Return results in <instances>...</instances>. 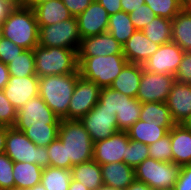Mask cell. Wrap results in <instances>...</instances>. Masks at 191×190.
<instances>
[{
	"instance_id": "6da1fadb",
	"label": "cell",
	"mask_w": 191,
	"mask_h": 190,
	"mask_svg": "<svg viewBox=\"0 0 191 190\" xmlns=\"http://www.w3.org/2000/svg\"><path fill=\"white\" fill-rule=\"evenodd\" d=\"M60 121L38 95L17 111L14 127L38 147H47L58 138Z\"/></svg>"
},
{
	"instance_id": "7a4b0ae2",
	"label": "cell",
	"mask_w": 191,
	"mask_h": 190,
	"mask_svg": "<svg viewBox=\"0 0 191 190\" xmlns=\"http://www.w3.org/2000/svg\"><path fill=\"white\" fill-rule=\"evenodd\" d=\"M1 25V35L25 50H33L39 44V27L34 9L27 5H15Z\"/></svg>"
},
{
	"instance_id": "3957f363",
	"label": "cell",
	"mask_w": 191,
	"mask_h": 190,
	"mask_svg": "<svg viewBox=\"0 0 191 190\" xmlns=\"http://www.w3.org/2000/svg\"><path fill=\"white\" fill-rule=\"evenodd\" d=\"M79 76L70 73L39 78V96L59 119L68 120V106Z\"/></svg>"
},
{
	"instance_id": "277c9868",
	"label": "cell",
	"mask_w": 191,
	"mask_h": 190,
	"mask_svg": "<svg viewBox=\"0 0 191 190\" xmlns=\"http://www.w3.org/2000/svg\"><path fill=\"white\" fill-rule=\"evenodd\" d=\"M58 138L65 146L66 161L73 166L93 160L94 142L80 120L61 119Z\"/></svg>"
},
{
	"instance_id": "5b68a950",
	"label": "cell",
	"mask_w": 191,
	"mask_h": 190,
	"mask_svg": "<svg viewBox=\"0 0 191 190\" xmlns=\"http://www.w3.org/2000/svg\"><path fill=\"white\" fill-rule=\"evenodd\" d=\"M36 75L40 77L79 73L77 51L60 47H42L33 49Z\"/></svg>"
},
{
	"instance_id": "8992f818",
	"label": "cell",
	"mask_w": 191,
	"mask_h": 190,
	"mask_svg": "<svg viewBox=\"0 0 191 190\" xmlns=\"http://www.w3.org/2000/svg\"><path fill=\"white\" fill-rule=\"evenodd\" d=\"M81 77L95 82L100 88L110 87L128 63L124 54L97 57H77Z\"/></svg>"
},
{
	"instance_id": "52a82bcc",
	"label": "cell",
	"mask_w": 191,
	"mask_h": 190,
	"mask_svg": "<svg viewBox=\"0 0 191 190\" xmlns=\"http://www.w3.org/2000/svg\"><path fill=\"white\" fill-rule=\"evenodd\" d=\"M181 167L149 157L135 167V180L144 182L153 190L171 189L179 178Z\"/></svg>"
},
{
	"instance_id": "ba28073f",
	"label": "cell",
	"mask_w": 191,
	"mask_h": 190,
	"mask_svg": "<svg viewBox=\"0 0 191 190\" xmlns=\"http://www.w3.org/2000/svg\"><path fill=\"white\" fill-rule=\"evenodd\" d=\"M13 162H28L49 167L47 147H38L15 127H9L4 152Z\"/></svg>"
},
{
	"instance_id": "9c48e42d",
	"label": "cell",
	"mask_w": 191,
	"mask_h": 190,
	"mask_svg": "<svg viewBox=\"0 0 191 190\" xmlns=\"http://www.w3.org/2000/svg\"><path fill=\"white\" fill-rule=\"evenodd\" d=\"M80 41L76 17L39 27V45L42 47H60L78 51Z\"/></svg>"
},
{
	"instance_id": "30bf717a",
	"label": "cell",
	"mask_w": 191,
	"mask_h": 190,
	"mask_svg": "<svg viewBox=\"0 0 191 190\" xmlns=\"http://www.w3.org/2000/svg\"><path fill=\"white\" fill-rule=\"evenodd\" d=\"M175 77L169 74H157L143 69L136 99L142 103H165L171 91Z\"/></svg>"
},
{
	"instance_id": "8fae6325",
	"label": "cell",
	"mask_w": 191,
	"mask_h": 190,
	"mask_svg": "<svg viewBox=\"0 0 191 190\" xmlns=\"http://www.w3.org/2000/svg\"><path fill=\"white\" fill-rule=\"evenodd\" d=\"M100 90L95 82L79 76L68 106V120H80L96 106Z\"/></svg>"
},
{
	"instance_id": "7c38bea8",
	"label": "cell",
	"mask_w": 191,
	"mask_h": 190,
	"mask_svg": "<svg viewBox=\"0 0 191 190\" xmlns=\"http://www.w3.org/2000/svg\"><path fill=\"white\" fill-rule=\"evenodd\" d=\"M184 55L183 49L173 41L160 45L143 64V69L157 74H169L175 77Z\"/></svg>"
},
{
	"instance_id": "4fadbf2b",
	"label": "cell",
	"mask_w": 191,
	"mask_h": 190,
	"mask_svg": "<svg viewBox=\"0 0 191 190\" xmlns=\"http://www.w3.org/2000/svg\"><path fill=\"white\" fill-rule=\"evenodd\" d=\"M129 141L126 131H118L109 138L94 142L93 160L99 165L113 162H124L126 164Z\"/></svg>"
},
{
	"instance_id": "5bb4252c",
	"label": "cell",
	"mask_w": 191,
	"mask_h": 190,
	"mask_svg": "<svg viewBox=\"0 0 191 190\" xmlns=\"http://www.w3.org/2000/svg\"><path fill=\"white\" fill-rule=\"evenodd\" d=\"M80 122L93 142L109 138L119 131L116 115L106 109L94 106Z\"/></svg>"
},
{
	"instance_id": "9a60e30c",
	"label": "cell",
	"mask_w": 191,
	"mask_h": 190,
	"mask_svg": "<svg viewBox=\"0 0 191 190\" xmlns=\"http://www.w3.org/2000/svg\"><path fill=\"white\" fill-rule=\"evenodd\" d=\"M38 86V76H10L7 85L3 89V92L12 106L18 111L30 99L39 95Z\"/></svg>"
},
{
	"instance_id": "2e32d148",
	"label": "cell",
	"mask_w": 191,
	"mask_h": 190,
	"mask_svg": "<svg viewBox=\"0 0 191 190\" xmlns=\"http://www.w3.org/2000/svg\"><path fill=\"white\" fill-rule=\"evenodd\" d=\"M76 19L81 39L107 32L109 15L97 0H94Z\"/></svg>"
},
{
	"instance_id": "e0dca14e",
	"label": "cell",
	"mask_w": 191,
	"mask_h": 190,
	"mask_svg": "<svg viewBox=\"0 0 191 190\" xmlns=\"http://www.w3.org/2000/svg\"><path fill=\"white\" fill-rule=\"evenodd\" d=\"M123 54L121 45L109 32L81 39L77 57H97Z\"/></svg>"
},
{
	"instance_id": "ac0fdd59",
	"label": "cell",
	"mask_w": 191,
	"mask_h": 190,
	"mask_svg": "<svg viewBox=\"0 0 191 190\" xmlns=\"http://www.w3.org/2000/svg\"><path fill=\"white\" fill-rule=\"evenodd\" d=\"M165 103L173 121L182 124L191 115V85L175 81Z\"/></svg>"
},
{
	"instance_id": "d6986e66",
	"label": "cell",
	"mask_w": 191,
	"mask_h": 190,
	"mask_svg": "<svg viewBox=\"0 0 191 190\" xmlns=\"http://www.w3.org/2000/svg\"><path fill=\"white\" fill-rule=\"evenodd\" d=\"M159 46L148 39L142 30H136L123 45V54L128 63L142 65L158 50Z\"/></svg>"
},
{
	"instance_id": "ffe728a7",
	"label": "cell",
	"mask_w": 191,
	"mask_h": 190,
	"mask_svg": "<svg viewBox=\"0 0 191 190\" xmlns=\"http://www.w3.org/2000/svg\"><path fill=\"white\" fill-rule=\"evenodd\" d=\"M172 162L180 166L191 163V132L182 124H175L170 130Z\"/></svg>"
},
{
	"instance_id": "44dd1931",
	"label": "cell",
	"mask_w": 191,
	"mask_h": 190,
	"mask_svg": "<svg viewBox=\"0 0 191 190\" xmlns=\"http://www.w3.org/2000/svg\"><path fill=\"white\" fill-rule=\"evenodd\" d=\"M100 166L104 185L125 190L135 180V168L124 162H113Z\"/></svg>"
},
{
	"instance_id": "7402d4cb",
	"label": "cell",
	"mask_w": 191,
	"mask_h": 190,
	"mask_svg": "<svg viewBox=\"0 0 191 190\" xmlns=\"http://www.w3.org/2000/svg\"><path fill=\"white\" fill-rule=\"evenodd\" d=\"M32 8L37 18L38 27L56 24L73 17L62 0L44 1L35 4Z\"/></svg>"
},
{
	"instance_id": "603a6c76",
	"label": "cell",
	"mask_w": 191,
	"mask_h": 190,
	"mask_svg": "<svg viewBox=\"0 0 191 190\" xmlns=\"http://www.w3.org/2000/svg\"><path fill=\"white\" fill-rule=\"evenodd\" d=\"M142 71L143 66L141 64L127 63L112 82L110 88L119 91L121 94L136 98Z\"/></svg>"
},
{
	"instance_id": "cb8c5ba5",
	"label": "cell",
	"mask_w": 191,
	"mask_h": 190,
	"mask_svg": "<svg viewBox=\"0 0 191 190\" xmlns=\"http://www.w3.org/2000/svg\"><path fill=\"white\" fill-rule=\"evenodd\" d=\"M173 127H160L157 124L146 123L138 120L126 132L130 140L139 141L145 145H150L166 136Z\"/></svg>"
},
{
	"instance_id": "d4e9b609",
	"label": "cell",
	"mask_w": 191,
	"mask_h": 190,
	"mask_svg": "<svg viewBox=\"0 0 191 190\" xmlns=\"http://www.w3.org/2000/svg\"><path fill=\"white\" fill-rule=\"evenodd\" d=\"M71 176L89 190H96L103 185L101 166L94 160L74 165Z\"/></svg>"
},
{
	"instance_id": "484cf974",
	"label": "cell",
	"mask_w": 191,
	"mask_h": 190,
	"mask_svg": "<svg viewBox=\"0 0 191 190\" xmlns=\"http://www.w3.org/2000/svg\"><path fill=\"white\" fill-rule=\"evenodd\" d=\"M43 168L28 162H14L13 177L15 188L29 189L41 183Z\"/></svg>"
},
{
	"instance_id": "4316f807",
	"label": "cell",
	"mask_w": 191,
	"mask_h": 190,
	"mask_svg": "<svg viewBox=\"0 0 191 190\" xmlns=\"http://www.w3.org/2000/svg\"><path fill=\"white\" fill-rule=\"evenodd\" d=\"M140 120L160 127H173L176 124L166 103L162 102L142 103Z\"/></svg>"
},
{
	"instance_id": "83f0119b",
	"label": "cell",
	"mask_w": 191,
	"mask_h": 190,
	"mask_svg": "<svg viewBox=\"0 0 191 190\" xmlns=\"http://www.w3.org/2000/svg\"><path fill=\"white\" fill-rule=\"evenodd\" d=\"M172 41L184 52H191V14L183 9L173 18L171 29Z\"/></svg>"
},
{
	"instance_id": "f1b7e54d",
	"label": "cell",
	"mask_w": 191,
	"mask_h": 190,
	"mask_svg": "<svg viewBox=\"0 0 191 190\" xmlns=\"http://www.w3.org/2000/svg\"><path fill=\"white\" fill-rule=\"evenodd\" d=\"M135 31L136 29L128 13L119 11L109 16L107 32H109L121 45H124Z\"/></svg>"
},
{
	"instance_id": "f546056e",
	"label": "cell",
	"mask_w": 191,
	"mask_h": 190,
	"mask_svg": "<svg viewBox=\"0 0 191 190\" xmlns=\"http://www.w3.org/2000/svg\"><path fill=\"white\" fill-rule=\"evenodd\" d=\"M171 29L172 20L156 16L142 31L153 43L163 45L172 41Z\"/></svg>"
},
{
	"instance_id": "4dcf8cb0",
	"label": "cell",
	"mask_w": 191,
	"mask_h": 190,
	"mask_svg": "<svg viewBox=\"0 0 191 190\" xmlns=\"http://www.w3.org/2000/svg\"><path fill=\"white\" fill-rule=\"evenodd\" d=\"M71 179V170L49 166L43 168L41 183L46 190H68Z\"/></svg>"
},
{
	"instance_id": "1f68e13d",
	"label": "cell",
	"mask_w": 191,
	"mask_h": 190,
	"mask_svg": "<svg viewBox=\"0 0 191 190\" xmlns=\"http://www.w3.org/2000/svg\"><path fill=\"white\" fill-rule=\"evenodd\" d=\"M142 104L130 96L124 97V106L119 114H116L119 131H127L132 125L140 120Z\"/></svg>"
},
{
	"instance_id": "d6a6232c",
	"label": "cell",
	"mask_w": 191,
	"mask_h": 190,
	"mask_svg": "<svg viewBox=\"0 0 191 190\" xmlns=\"http://www.w3.org/2000/svg\"><path fill=\"white\" fill-rule=\"evenodd\" d=\"M10 76L26 77L37 76L35 71V57L33 50H24L8 65Z\"/></svg>"
},
{
	"instance_id": "836d02e7",
	"label": "cell",
	"mask_w": 191,
	"mask_h": 190,
	"mask_svg": "<svg viewBox=\"0 0 191 190\" xmlns=\"http://www.w3.org/2000/svg\"><path fill=\"white\" fill-rule=\"evenodd\" d=\"M126 95L121 94L117 90H113L110 87H103L99 93V100L97 106L100 109H106L112 112V115L119 114L124 106V97Z\"/></svg>"
},
{
	"instance_id": "e575fe53",
	"label": "cell",
	"mask_w": 191,
	"mask_h": 190,
	"mask_svg": "<svg viewBox=\"0 0 191 190\" xmlns=\"http://www.w3.org/2000/svg\"><path fill=\"white\" fill-rule=\"evenodd\" d=\"M156 16L173 20L183 9L181 0H145Z\"/></svg>"
},
{
	"instance_id": "d590c367",
	"label": "cell",
	"mask_w": 191,
	"mask_h": 190,
	"mask_svg": "<svg viewBox=\"0 0 191 190\" xmlns=\"http://www.w3.org/2000/svg\"><path fill=\"white\" fill-rule=\"evenodd\" d=\"M47 153L50 167L64 168L68 170H71L73 167L70 161H66L65 146L59 138L55 139L49 146H47Z\"/></svg>"
},
{
	"instance_id": "8d00e7d4",
	"label": "cell",
	"mask_w": 191,
	"mask_h": 190,
	"mask_svg": "<svg viewBox=\"0 0 191 190\" xmlns=\"http://www.w3.org/2000/svg\"><path fill=\"white\" fill-rule=\"evenodd\" d=\"M148 148L150 158L163 162H172L170 131L166 136L150 144Z\"/></svg>"
},
{
	"instance_id": "74e56055",
	"label": "cell",
	"mask_w": 191,
	"mask_h": 190,
	"mask_svg": "<svg viewBox=\"0 0 191 190\" xmlns=\"http://www.w3.org/2000/svg\"><path fill=\"white\" fill-rule=\"evenodd\" d=\"M149 158V148L139 141L130 140L127 144L126 164L135 168Z\"/></svg>"
},
{
	"instance_id": "f35d334b",
	"label": "cell",
	"mask_w": 191,
	"mask_h": 190,
	"mask_svg": "<svg viewBox=\"0 0 191 190\" xmlns=\"http://www.w3.org/2000/svg\"><path fill=\"white\" fill-rule=\"evenodd\" d=\"M13 164L5 153L0 155V190L15 188Z\"/></svg>"
},
{
	"instance_id": "ab89813d",
	"label": "cell",
	"mask_w": 191,
	"mask_h": 190,
	"mask_svg": "<svg viewBox=\"0 0 191 190\" xmlns=\"http://www.w3.org/2000/svg\"><path fill=\"white\" fill-rule=\"evenodd\" d=\"M17 120V110L0 90V125L14 127Z\"/></svg>"
},
{
	"instance_id": "60d3db41",
	"label": "cell",
	"mask_w": 191,
	"mask_h": 190,
	"mask_svg": "<svg viewBox=\"0 0 191 190\" xmlns=\"http://www.w3.org/2000/svg\"><path fill=\"white\" fill-rule=\"evenodd\" d=\"M129 16L135 29L142 30L146 24L150 23L156 17V14L148 5L143 4L138 9L129 13Z\"/></svg>"
},
{
	"instance_id": "b9f144b4",
	"label": "cell",
	"mask_w": 191,
	"mask_h": 190,
	"mask_svg": "<svg viewBox=\"0 0 191 190\" xmlns=\"http://www.w3.org/2000/svg\"><path fill=\"white\" fill-rule=\"evenodd\" d=\"M25 49L16 45L11 40L1 36L0 38V61L9 64L17 55H20Z\"/></svg>"
},
{
	"instance_id": "7bdbcfd3",
	"label": "cell",
	"mask_w": 191,
	"mask_h": 190,
	"mask_svg": "<svg viewBox=\"0 0 191 190\" xmlns=\"http://www.w3.org/2000/svg\"><path fill=\"white\" fill-rule=\"evenodd\" d=\"M175 81L191 85V52H184Z\"/></svg>"
},
{
	"instance_id": "ee69618b",
	"label": "cell",
	"mask_w": 191,
	"mask_h": 190,
	"mask_svg": "<svg viewBox=\"0 0 191 190\" xmlns=\"http://www.w3.org/2000/svg\"><path fill=\"white\" fill-rule=\"evenodd\" d=\"M175 190H191V166L184 165L181 167L179 178L175 185Z\"/></svg>"
},
{
	"instance_id": "f6af8a7d",
	"label": "cell",
	"mask_w": 191,
	"mask_h": 190,
	"mask_svg": "<svg viewBox=\"0 0 191 190\" xmlns=\"http://www.w3.org/2000/svg\"><path fill=\"white\" fill-rule=\"evenodd\" d=\"M94 0H62L73 17L80 15Z\"/></svg>"
},
{
	"instance_id": "bcb514c9",
	"label": "cell",
	"mask_w": 191,
	"mask_h": 190,
	"mask_svg": "<svg viewBox=\"0 0 191 190\" xmlns=\"http://www.w3.org/2000/svg\"><path fill=\"white\" fill-rule=\"evenodd\" d=\"M121 0H97L106 10L108 15H113L119 11H122Z\"/></svg>"
},
{
	"instance_id": "7dc6e473",
	"label": "cell",
	"mask_w": 191,
	"mask_h": 190,
	"mask_svg": "<svg viewBox=\"0 0 191 190\" xmlns=\"http://www.w3.org/2000/svg\"><path fill=\"white\" fill-rule=\"evenodd\" d=\"M122 11L131 13L135 9H138L141 5L145 4V0H121Z\"/></svg>"
},
{
	"instance_id": "c3c4849f",
	"label": "cell",
	"mask_w": 191,
	"mask_h": 190,
	"mask_svg": "<svg viewBox=\"0 0 191 190\" xmlns=\"http://www.w3.org/2000/svg\"><path fill=\"white\" fill-rule=\"evenodd\" d=\"M14 6L15 4L13 0H0V24L8 16Z\"/></svg>"
},
{
	"instance_id": "681fc988",
	"label": "cell",
	"mask_w": 191,
	"mask_h": 190,
	"mask_svg": "<svg viewBox=\"0 0 191 190\" xmlns=\"http://www.w3.org/2000/svg\"><path fill=\"white\" fill-rule=\"evenodd\" d=\"M9 78H10V74L8 71L7 64L0 61V90L4 89V87L8 83Z\"/></svg>"
},
{
	"instance_id": "f907efd6",
	"label": "cell",
	"mask_w": 191,
	"mask_h": 190,
	"mask_svg": "<svg viewBox=\"0 0 191 190\" xmlns=\"http://www.w3.org/2000/svg\"><path fill=\"white\" fill-rule=\"evenodd\" d=\"M9 127L0 125V155L4 154L6 146V137Z\"/></svg>"
},
{
	"instance_id": "816d5d0a",
	"label": "cell",
	"mask_w": 191,
	"mask_h": 190,
	"mask_svg": "<svg viewBox=\"0 0 191 190\" xmlns=\"http://www.w3.org/2000/svg\"><path fill=\"white\" fill-rule=\"evenodd\" d=\"M125 190H153L144 182L134 180Z\"/></svg>"
},
{
	"instance_id": "f5cc1de1",
	"label": "cell",
	"mask_w": 191,
	"mask_h": 190,
	"mask_svg": "<svg viewBox=\"0 0 191 190\" xmlns=\"http://www.w3.org/2000/svg\"><path fill=\"white\" fill-rule=\"evenodd\" d=\"M68 190H89L81 182L71 179Z\"/></svg>"
},
{
	"instance_id": "db71d44e",
	"label": "cell",
	"mask_w": 191,
	"mask_h": 190,
	"mask_svg": "<svg viewBox=\"0 0 191 190\" xmlns=\"http://www.w3.org/2000/svg\"><path fill=\"white\" fill-rule=\"evenodd\" d=\"M183 10L191 14V0H186L183 4Z\"/></svg>"
},
{
	"instance_id": "11a10c76",
	"label": "cell",
	"mask_w": 191,
	"mask_h": 190,
	"mask_svg": "<svg viewBox=\"0 0 191 190\" xmlns=\"http://www.w3.org/2000/svg\"><path fill=\"white\" fill-rule=\"evenodd\" d=\"M182 125L191 132V115L182 123Z\"/></svg>"
},
{
	"instance_id": "9f6ffc18",
	"label": "cell",
	"mask_w": 191,
	"mask_h": 190,
	"mask_svg": "<svg viewBox=\"0 0 191 190\" xmlns=\"http://www.w3.org/2000/svg\"><path fill=\"white\" fill-rule=\"evenodd\" d=\"M27 190H46V188L42 185V183L36 184L32 188H29Z\"/></svg>"
},
{
	"instance_id": "6f0895ef",
	"label": "cell",
	"mask_w": 191,
	"mask_h": 190,
	"mask_svg": "<svg viewBox=\"0 0 191 190\" xmlns=\"http://www.w3.org/2000/svg\"><path fill=\"white\" fill-rule=\"evenodd\" d=\"M15 5H27L31 0H13Z\"/></svg>"
},
{
	"instance_id": "680465c9",
	"label": "cell",
	"mask_w": 191,
	"mask_h": 190,
	"mask_svg": "<svg viewBox=\"0 0 191 190\" xmlns=\"http://www.w3.org/2000/svg\"><path fill=\"white\" fill-rule=\"evenodd\" d=\"M96 190H120V189H116L111 186H107L103 184L102 186L98 187Z\"/></svg>"
},
{
	"instance_id": "91938a15",
	"label": "cell",
	"mask_w": 191,
	"mask_h": 190,
	"mask_svg": "<svg viewBox=\"0 0 191 190\" xmlns=\"http://www.w3.org/2000/svg\"><path fill=\"white\" fill-rule=\"evenodd\" d=\"M44 1H48V0H31V1L27 4V6L33 7L35 4L41 3V2H44Z\"/></svg>"
},
{
	"instance_id": "94428289",
	"label": "cell",
	"mask_w": 191,
	"mask_h": 190,
	"mask_svg": "<svg viewBox=\"0 0 191 190\" xmlns=\"http://www.w3.org/2000/svg\"><path fill=\"white\" fill-rule=\"evenodd\" d=\"M9 190H26V189L12 188V189H9Z\"/></svg>"
}]
</instances>
